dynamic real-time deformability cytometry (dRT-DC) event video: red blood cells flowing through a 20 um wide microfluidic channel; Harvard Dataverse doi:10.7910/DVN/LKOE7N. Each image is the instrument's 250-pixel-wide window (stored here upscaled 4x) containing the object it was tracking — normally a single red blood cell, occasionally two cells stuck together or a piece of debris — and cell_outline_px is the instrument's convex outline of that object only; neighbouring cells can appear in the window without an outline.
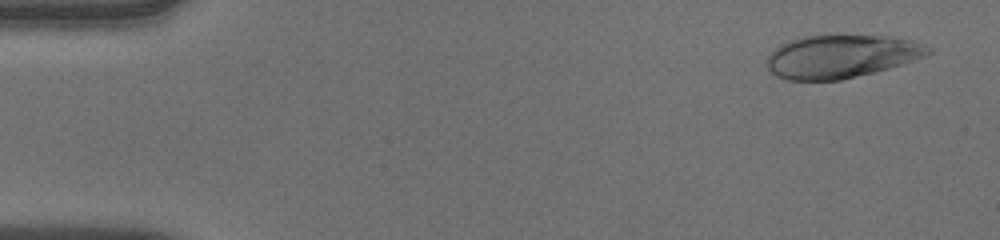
{"species": "human", "species_latin": "Homo sapiens", "temperature_condition": "warm", "stored_images_in_passage": 52, "camera_frame_rate_fps": 3000, "um_per_image_px": 0.085, "donor": {"sex": "male"}, "frame": {"image": 1, "passage_image": 3, "time_ms": 0.667, "image_size_px": [1000, 240], "cell_outline_px": [[932, 52], [928, 56], [888, 68], [840, 80], [788, 80], [776, 76], [768, 68], [764, 60], [780, 44], [804, 36], [888, 36], [916, 40], [932, 48]], "centroid_in_image_um": [71.53, 4.79], "position_along_channel_um": 13.5, "area_um2": 40.4}}
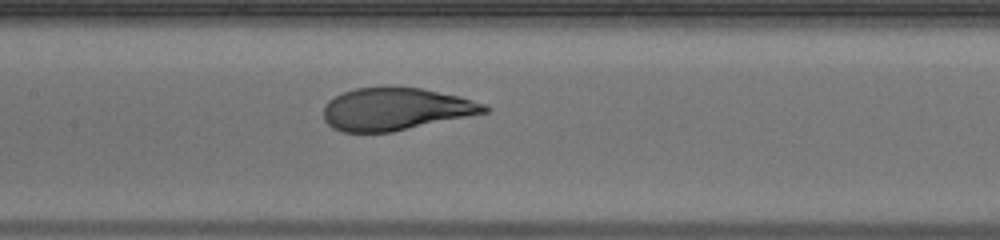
{"frame": {"image": 2, "passage_image": 25, "time_ms": 8.0, "image_size_px": [1000, 240], "cell_outline_px": [[488, 112], [392, 132], [344, 132], [332, 128], [324, 120], [324, 104], [328, 100], [344, 92], [356, 88], [420, 88], [460, 96], [484, 104], [488, 108]], "centroid_in_image_um": [33.6, 9.28], "position_along_channel_um": 173.8, "area_um2": 39.3}}
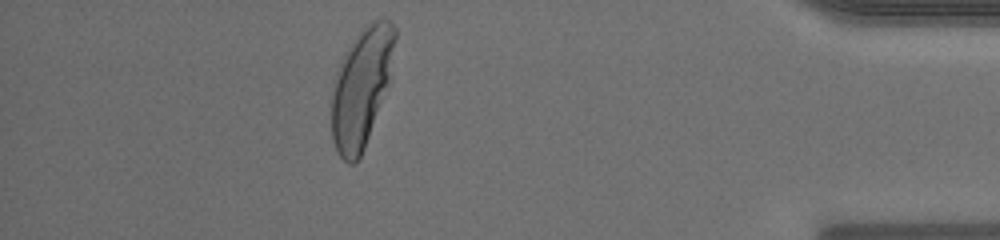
{"frame": {"image": 3, "passage_image": 46, "time_ms": 15.0, "image_size_px": [1000, 240], "cell_outline_px": [[396, 40], [392, 80], [364, 148], [360, 156], [352, 164], [348, 164], [336, 152], [332, 140], [332, 88], [336, 72], [340, 60], [348, 48], [360, 32], [372, 20], [384, 16], [396, 28]], "centroid_in_image_um": [30.77, 7.41], "position_along_channel_um": 404.4, "area_um2": 44.56}, "authors_computed_cell_mechanics": {"area_um2": 41.2403, "velocity_mm_per_s": 3.9432, "shape_relaxation_time_tau1_ms": 4.4141, "shape_relaxation_time_tau2_ms": null, "deformation_change_tau1": 0.2194, "deformation_change_tau2": null}}